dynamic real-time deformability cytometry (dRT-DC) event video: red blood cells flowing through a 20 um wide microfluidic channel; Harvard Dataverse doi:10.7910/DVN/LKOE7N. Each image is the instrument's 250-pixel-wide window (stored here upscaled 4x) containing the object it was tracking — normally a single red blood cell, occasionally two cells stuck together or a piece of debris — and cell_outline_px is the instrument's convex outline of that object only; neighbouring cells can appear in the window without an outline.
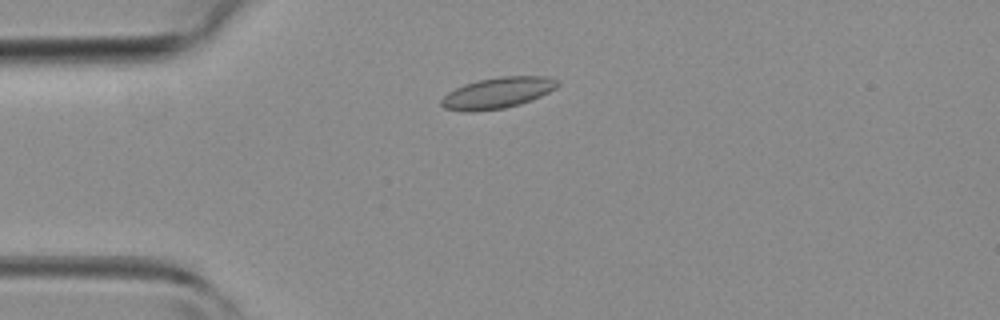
{"species": "common noctule bat (a hibernating species)", "species_latin": "Nyctalus noctula", "temperature_condition": "room temperature", "stored_images_in_passage": 37, "camera_frame_rate_fps": 3000, "um_per_image_px": 0.085, "animal": {"sex": "female", "body_mass_g": 19.3, "forearm_length_mm": 54.1}, "frame": {"image": 1, "passage_image": 3, "time_ms": 0.667, "image_size_px": [1000, 320], "cell_outline_px": [[560, 84], [556, 88], [532, 100], [520, 104], [504, 108], [472, 112], [464, 112], [444, 108], [440, 104], [440, 100], [448, 92], [464, 84], [480, 80], [500, 76], [548, 76], [560, 80]], "centroid_in_image_um": [42.31, 7.89], "position_along_channel_um": 42.7, "area_um2": 21.15}}
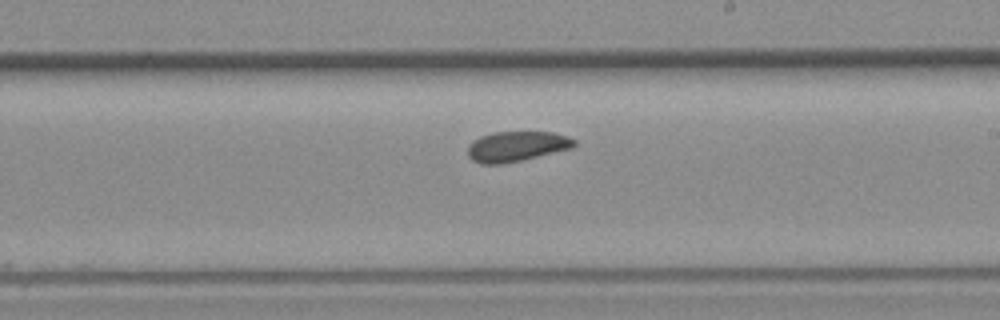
{"frame": {"image": 2, "passage_image": 18, "time_ms": 5.667, "image_size_px": [1000, 320], "cell_outline_px": [[576, 144], [572, 148], [504, 164], [480, 164], [472, 160], [468, 156], [468, 148], [472, 140], [480, 136], [492, 132], [552, 132], [568, 136], [576, 140]], "centroid_in_image_um": [43.89, 12.44], "position_along_channel_um": 245.1, "area_um2": 18.79}}
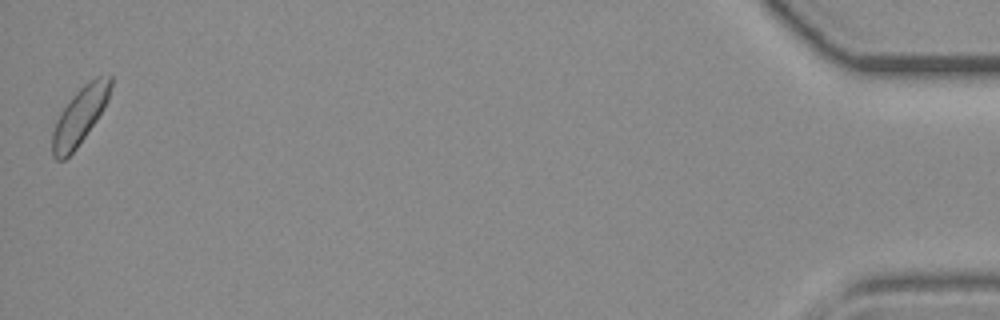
{"frame": {"image": 3, "passage_image": 37, "time_ms": 12.0, "image_size_px": [1000, 320], "cell_outline_px": [[112, 88], [108, 100], [104, 108], [96, 120], [76, 148], [64, 160], [56, 160], [52, 156], [52, 132], [56, 120], [60, 112], [72, 96], [88, 80], [96, 76], [112, 76]], "centroid_in_image_um": [6.78, 9.83], "position_along_channel_um": 428.4, "area_um2": 19.36}}